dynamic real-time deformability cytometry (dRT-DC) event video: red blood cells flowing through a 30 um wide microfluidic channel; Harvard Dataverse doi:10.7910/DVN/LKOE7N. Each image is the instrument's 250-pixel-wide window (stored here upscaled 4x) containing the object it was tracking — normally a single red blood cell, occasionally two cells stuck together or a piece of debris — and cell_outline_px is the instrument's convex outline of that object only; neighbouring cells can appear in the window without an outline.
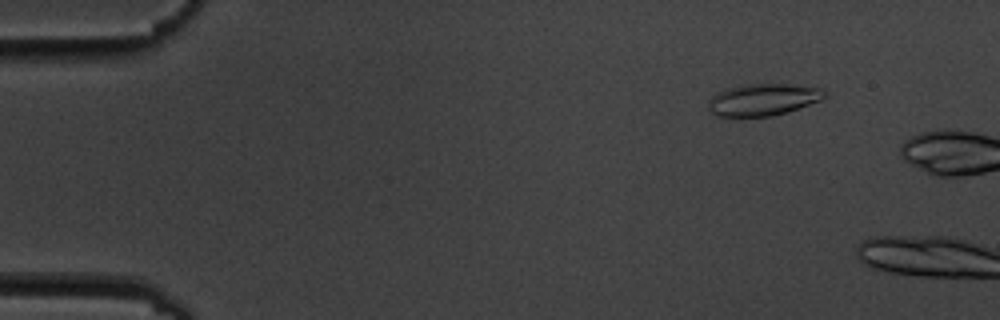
{"species": "common noctule bat (a hibernating species)", "species_latin": "Nyctalus noctula", "temperature_condition": "cold", "stored_images_in_passage": 3, "camera_frame_rate_fps": 3000, "um_per_image_px": 0.085, "animal": {"sex": "male", "body_mass_g": 19.5, "forearm_length_mm": 54.6}, "frame": {"image": 1, "passage_image": 2, "time_ms": 1.0, "image_size_px": [1000, 320], "cell_outline_px": [[828, 96], [820, 100], [788, 112], [772, 116], [716, 116], [708, 112], [708, 104], [712, 96], [716, 92], [728, 88], [744, 84], [788, 84], [824, 88], [828, 92]], "centroid_in_image_um": [64.88, 8.46], "position_along_channel_um": 20.1, "area_um2": 21.85}}